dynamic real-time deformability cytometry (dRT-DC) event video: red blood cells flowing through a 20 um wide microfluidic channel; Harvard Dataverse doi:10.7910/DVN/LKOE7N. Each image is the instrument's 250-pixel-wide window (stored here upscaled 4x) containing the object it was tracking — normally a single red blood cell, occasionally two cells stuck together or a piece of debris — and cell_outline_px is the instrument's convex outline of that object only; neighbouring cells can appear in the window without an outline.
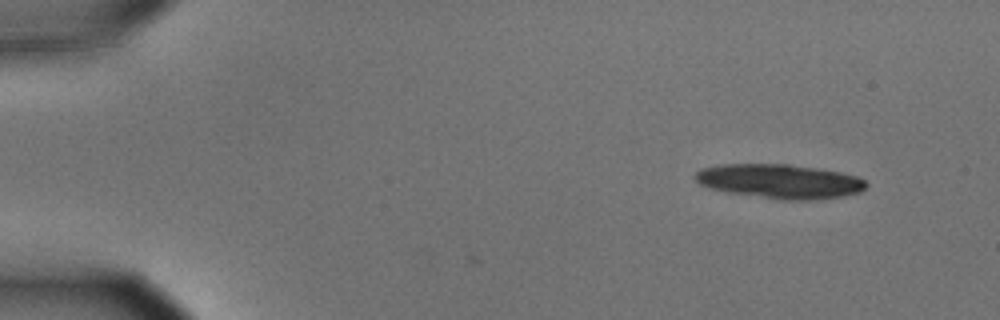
{"species": "common noctule bat (a hibernating species)", "species_latin": "Nyctalus noctula", "temperature_condition": "cold", "stored_images_in_passage": 3, "camera_frame_rate_fps": 3000, "um_per_image_px": 0.085, "animal": {"sex": "male", "body_mass_g": 15.6}, "frame": {"image": 1, "passage_image": 1, "time_ms": 0.0, "image_size_px": [1000, 320], "cell_outline_px": [[868, 184], [860, 192], [844, 196], [812, 200], [780, 200], [728, 192], [708, 188], [700, 184], [692, 176], [700, 168], [720, 164], [788, 164], [816, 168], [840, 172], [856, 176], [864, 180]], "centroid_in_image_um": [66.24, 15.41], "position_along_channel_um": 18.8, "area_um2": 34.33}}